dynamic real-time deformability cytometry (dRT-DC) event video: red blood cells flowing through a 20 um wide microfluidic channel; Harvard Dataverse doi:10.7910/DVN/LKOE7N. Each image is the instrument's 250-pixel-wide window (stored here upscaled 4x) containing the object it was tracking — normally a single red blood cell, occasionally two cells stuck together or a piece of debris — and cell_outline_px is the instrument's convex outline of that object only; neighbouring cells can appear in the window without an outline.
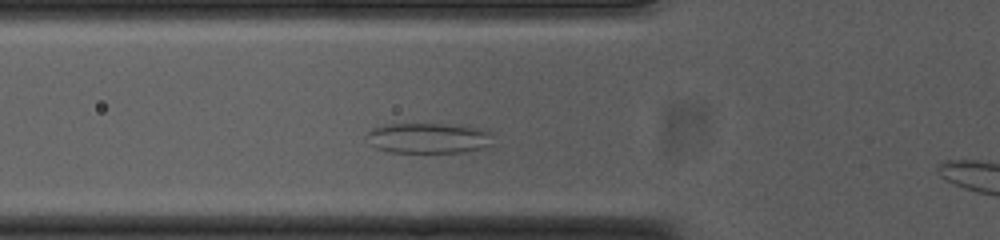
{"species": "common noctule bat (a hibernating species)", "species_latin": "Nyctalus noctula", "temperature_condition": "cold", "stored_images_in_passage": 30, "camera_frame_rate_fps": 3000, "um_per_image_px": 0.085, "animal": {"sex": "female", "body_mass_g": 23.0, "forearm_length_mm": 53.4}, "frame": {"image": 1, "passage_image": 7, "time_ms": 2.0, "image_size_px": [1000, 240], "cell_outline_px": [[492, 144], [480, 148], [460, 152], [388, 152], [376, 148], [364, 136], [372, 128], [384, 124], [448, 124], [480, 128], [492, 132]], "centroid_in_image_um": [36.39, 11.73], "position_along_channel_um": 89.4, "area_um2": 22.43}}
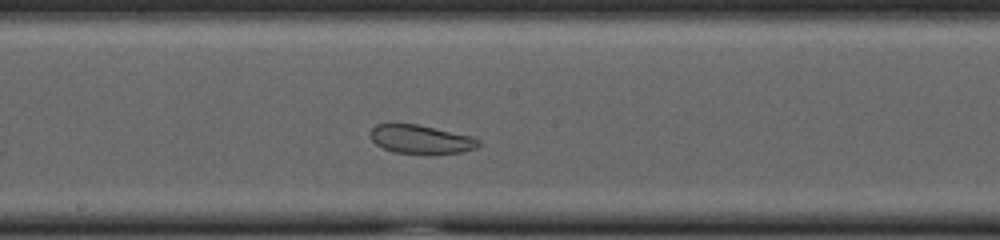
{"frame": {"image": 2, "passage_image": 17, "time_ms": 5.333, "image_size_px": [1000, 240], "cell_outline_px": [[480, 144], [476, 148], [460, 152], [428, 156], [392, 152], [376, 144], [372, 140], [368, 132], [376, 124], [416, 124], [472, 136], [480, 140]], "centroid_in_image_um": [35.77, 11.88], "position_along_channel_um": 212.4, "area_um2": 18.55}}
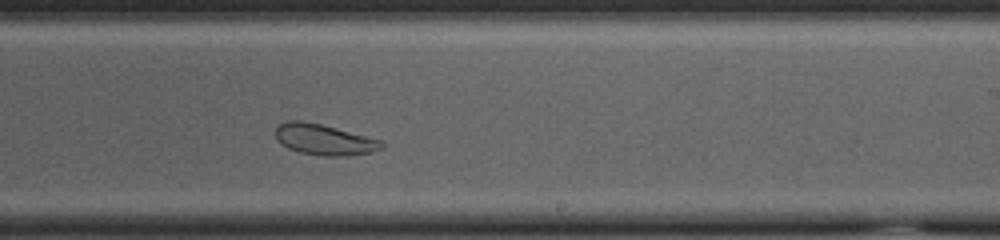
{"frame": {"image": 3, "passage_image": 21, "time_ms": 6.667, "image_size_px": [1000, 240], "cell_outline_px": [[384, 148], [372, 152], [348, 156], [324, 156], [300, 152], [288, 148], [280, 144], [276, 140], [276, 128], [280, 124], [288, 120], [300, 120], [320, 124], [384, 140]], "centroid_in_image_um": [27.59, 11.87], "position_along_channel_um": 261.4, "area_um2": 19.25}, "authors_computed_cell_mechanics": {"area_um2": 19.9699, "velocity_mm_per_s": 3.6816, "shape_relaxation_time_tau1_ms": null, "shape_relaxation_time_tau2_ms": 3.5371, "deformation_change_tau1": null, "deformation_change_tau2": 0.0909}}